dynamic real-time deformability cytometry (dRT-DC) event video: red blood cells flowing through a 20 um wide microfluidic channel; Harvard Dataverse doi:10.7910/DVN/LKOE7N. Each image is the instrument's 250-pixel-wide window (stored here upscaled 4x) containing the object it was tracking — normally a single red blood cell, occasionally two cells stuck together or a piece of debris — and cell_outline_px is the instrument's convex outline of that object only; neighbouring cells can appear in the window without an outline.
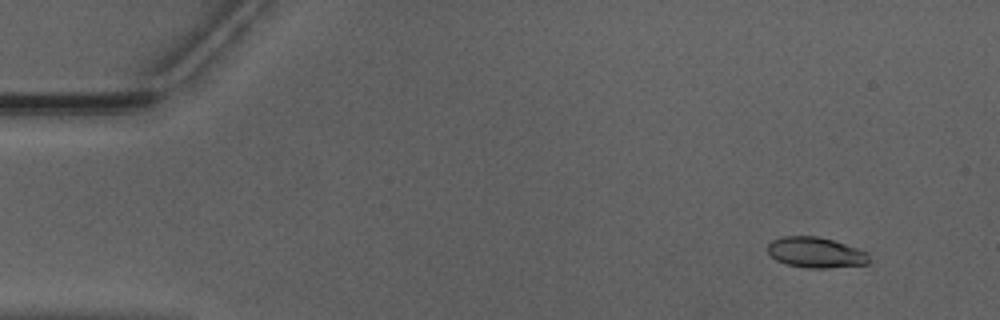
{"species": "Egyptian fruit bat (a non-hibernating species)", "species_latin": "Rousettus aegyptiacus", "temperature_condition": "warm", "stored_images_in_passage": 52, "camera_frame_rate_fps": 3000, "um_per_image_px": 0.085, "animal": {"sex": "male"}, "frame": {"image": 1, "passage_image": 5, "time_ms": 1.333, "image_size_px": [1000, 320], "cell_outline_px": [[868, 264], [828, 268], [808, 268], [788, 264], [776, 260], [768, 252], [768, 244], [772, 240], [784, 236], [820, 236], [868, 252]], "centroid_in_image_um": [69.33, 21.46], "position_along_channel_um": 15.7, "area_um2": 17.92}}
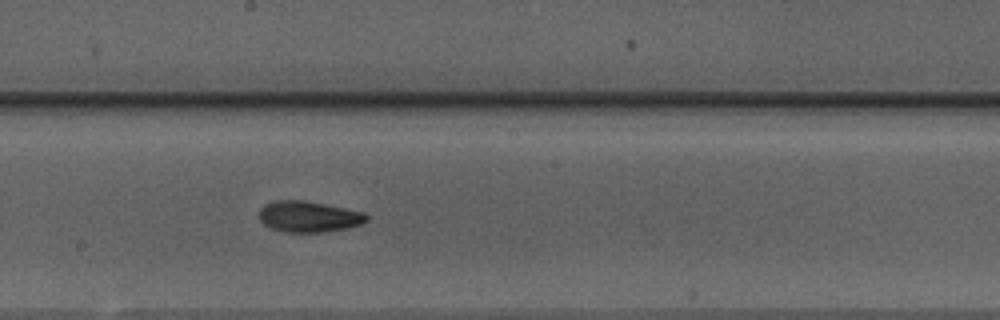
{"frame": {"image": 2, "passage_image": 29, "time_ms": 9.333, "image_size_px": [1000, 320], "cell_outline_px": [[368, 220], [360, 224], [348, 228], [324, 232], [284, 232], [272, 228], [264, 224], [260, 220], [260, 208], [264, 204], [276, 200], [304, 200], [364, 212], [368, 216]], "centroid_in_image_um": [26.24, 18.41], "position_along_channel_um": 222.0, "area_um2": 19.36}}
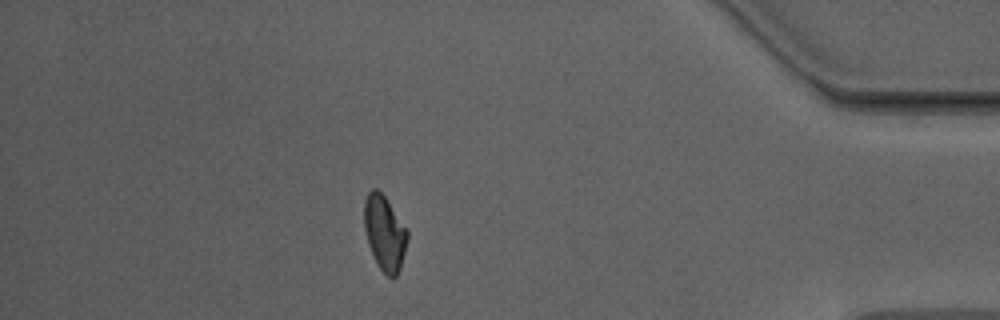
{"frame": {"image": 3, "passage_image": 46, "time_ms": 15.0, "image_size_px": [1000, 320], "cell_outline_px": [[408, 240], [400, 268], [396, 276], [388, 276], [376, 264], [368, 244], [364, 228], [364, 200], [368, 192], [372, 188], [376, 188], [384, 196], [408, 228]], "centroid_in_image_um": [32.69, 19.78], "position_along_channel_um": 402.5, "area_um2": 18.96}, "authors_computed_cell_mechanics": {"area_um2": 18.6405, "velocity_mm_per_s": 3.9675, "shape_relaxation_time_tau1_ms": 2.866, "shape_relaxation_time_tau2_ms": 1.8802, "deformation_change_tau1": 0.1337, "deformation_change_tau2": 0.0843}}